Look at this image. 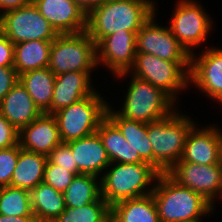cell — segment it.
<instances>
[{"label": "cell", "instance_id": "obj_42", "mask_svg": "<svg viewBox=\"0 0 222 222\" xmlns=\"http://www.w3.org/2000/svg\"><path fill=\"white\" fill-rule=\"evenodd\" d=\"M184 222H204L203 218L201 219H196V220H192V221H184Z\"/></svg>", "mask_w": 222, "mask_h": 222}, {"label": "cell", "instance_id": "obj_1", "mask_svg": "<svg viewBox=\"0 0 222 222\" xmlns=\"http://www.w3.org/2000/svg\"><path fill=\"white\" fill-rule=\"evenodd\" d=\"M155 0H109L87 13V32L97 45L117 31L139 32L156 12Z\"/></svg>", "mask_w": 222, "mask_h": 222}, {"label": "cell", "instance_id": "obj_14", "mask_svg": "<svg viewBox=\"0 0 222 222\" xmlns=\"http://www.w3.org/2000/svg\"><path fill=\"white\" fill-rule=\"evenodd\" d=\"M195 124L189 131L184 150L179 161L200 165L221 164L222 130L215 124L206 126ZM204 127V128H203Z\"/></svg>", "mask_w": 222, "mask_h": 222}, {"label": "cell", "instance_id": "obj_27", "mask_svg": "<svg viewBox=\"0 0 222 222\" xmlns=\"http://www.w3.org/2000/svg\"><path fill=\"white\" fill-rule=\"evenodd\" d=\"M31 208L35 221H51L65 209L63 192L41 182L30 191Z\"/></svg>", "mask_w": 222, "mask_h": 222}, {"label": "cell", "instance_id": "obj_40", "mask_svg": "<svg viewBox=\"0 0 222 222\" xmlns=\"http://www.w3.org/2000/svg\"><path fill=\"white\" fill-rule=\"evenodd\" d=\"M221 200L222 201V162L220 164V188H219V191H218V195H217V198L211 203V206L213 208V210H215V201L216 200Z\"/></svg>", "mask_w": 222, "mask_h": 222}, {"label": "cell", "instance_id": "obj_38", "mask_svg": "<svg viewBox=\"0 0 222 222\" xmlns=\"http://www.w3.org/2000/svg\"><path fill=\"white\" fill-rule=\"evenodd\" d=\"M86 13L91 11L94 7L105 4L109 0H75Z\"/></svg>", "mask_w": 222, "mask_h": 222}, {"label": "cell", "instance_id": "obj_18", "mask_svg": "<svg viewBox=\"0 0 222 222\" xmlns=\"http://www.w3.org/2000/svg\"><path fill=\"white\" fill-rule=\"evenodd\" d=\"M92 74V72H66L56 75L51 114L92 95L96 91L92 83Z\"/></svg>", "mask_w": 222, "mask_h": 222}, {"label": "cell", "instance_id": "obj_13", "mask_svg": "<svg viewBox=\"0 0 222 222\" xmlns=\"http://www.w3.org/2000/svg\"><path fill=\"white\" fill-rule=\"evenodd\" d=\"M126 30L104 37L97 45V66L107 67L116 76L128 72L136 56V34Z\"/></svg>", "mask_w": 222, "mask_h": 222}, {"label": "cell", "instance_id": "obj_22", "mask_svg": "<svg viewBox=\"0 0 222 222\" xmlns=\"http://www.w3.org/2000/svg\"><path fill=\"white\" fill-rule=\"evenodd\" d=\"M47 156L20 149L9 186L31 191L43 182Z\"/></svg>", "mask_w": 222, "mask_h": 222}, {"label": "cell", "instance_id": "obj_29", "mask_svg": "<svg viewBox=\"0 0 222 222\" xmlns=\"http://www.w3.org/2000/svg\"><path fill=\"white\" fill-rule=\"evenodd\" d=\"M0 214L12 216H34L30 192L12 186L0 187Z\"/></svg>", "mask_w": 222, "mask_h": 222}, {"label": "cell", "instance_id": "obj_19", "mask_svg": "<svg viewBox=\"0 0 222 222\" xmlns=\"http://www.w3.org/2000/svg\"><path fill=\"white\" fill-rule=\"evenodd\" d=\"M68 144L79 173L101 178L111 161L99 134L96 132L87 137L68 142Z\"/></svg>", "mask_w": 222, "mask_h": 222}, {"label": "cell", "instance_id": "obj_36", "mask_svg": "<svg viewBox=\"0 0 222 222\" xmlns=\"http://www.w3.org/2000/svg\"><path fill=\"white\" fill-rule=\"evenodd\" d=\"M14 44L0 31V67H13Z\"/></svg>", "mask_w": 222, "mask_h": 222}, {"label": "cell", "instance_id": "obj_24", "mask_svg": "<svg viewBox=\"0 0 222 222\" xmlns=\"http://www.w3.org/2000/svg\"><path fill=\"white\" fill-rule=\"evenodd\" d=\"M97 133L102 139L111 163H147L140 155H135L132 146L107 117L100 123Z\"/></svg>", "mask_w": 222, "mask_h": 222}, {"label": "cell", "instance_id": "obj_37", "mask_svg": "<svg viewBox=\"0 0 222 222\" xmlns=\"http://www.w3.org/2000/svg\"><path fill=\"white\" fill-rule=\"evenodd\" d=\"M31 2L32 0H0V13L24 7Z\"/></svg>", "mask_w": 222, "mask_h": 222}, {"label": "cell", "instance_id": "obj_12", "mask_svg": "<svg viewBox=\"0 0 222 222\" xmlns=\"http://www.w3.org/2000/svg\"><path fill=\"white\" fill-rule=\"evenodd\" d=\"M191 54L189 83L199 88V92L207 95L211 100L222 104V48L208 47ZM198 56H197V55ZM192 83V84H191Z\"/></svg>", "mask_w": 222, "mask_h": 222}, {"label": "cell", "instance_id": "obj_5", "mask_svg": "<svg viewBox=\"0 0 222 222\" xmlns=\"http://www.w3.org/2000/svg\"><path fill=\"white\" fill-rule=\"evenodd\" d=\"M190 67L191 61H168L151 54L136 53L133 67L128 72L113 77L123 80L124 77H130L127 75H133L148 81L154 87L163 90L178 104L182 90L190 89L188 88Z\"/></svg>", "mask_w": 222, "mask_h": 222}, {"label": "cell", "instance_id": "obj_3", "mask_svg": "<svg viewBox=\"0 0 222 222\" xmlns=\"http://www.w3.org/2000/svg\"><path fill=\"white\" fill-rule=\"evenodd\" d=\"M160 172L149 163H110L100 178L101 197L112 206L151 194Z\"/></svg>", "mask_w": 222, "mask_h": 222}, {"label": "cell", "instance_id": "obj_21", "mask_svg": "<svg viewBox=\"0 0 222 222\" xmlns=\"http://www.w3.org/2000/svg\"><path fill=\"white\" fill-rule=\"evenodd\" d=\"M109 104L106 117L118 128L126 141L132 146L135 155L153 166V147L148 137L147 124L119 116Z\"/></svg>", "mask_w": 222, "mask_h": 222}, {"label": "cell", "instance_id": "obj_35", "mask_svg": "<svg viewBox=\"0 0 222 222\" xmlns=\"http://www.w3.org/2000/svg\"><path fill=\"white\" fill-rule=\"evenodd\" d=\"M19 82V75L14 67H0V101Z\"/></svg>", "mask_w": 222, "mask_h": 222}, {"label": "cell", "instance_id": "obj_39", "mask_svg": "<svg viewBox=\"0 0 222 222\" xmlns=\"http://www.w3.org/2000/svg\"><path fill=\"white\" fill-rule=\"evenodd\" d=\"M0 222H35L34 216H6L0 214Z\"/></svg>", "mask_w": 222, "mask_h": 222}, {"label": "cell", "instance_id": "obj_43", "mask_svg": "<svg viewBox=\"0 0 222 222\" xmlns=\"http://www.w3.org/2000/svg\"><path fill=\"white\" fill-rule=\"evenodd\" d=\"M35 222H51V221H35Z\"/></svg>", "mask_w": 222, "mask_h": 222}, {"label": "cell", "instance_id": "obj_20", "mask_svg": "<svg viewBox=\"0 0 222 222\" xmlns=\"http://www.w3.org/2000/svg\"><path fill=\"white\" fill-rule=\"evenodd\" d=\"M0 114L18 131L42 114L26 88L17 83L0 101Z\"/></svg>", "mask_w": 222, "mask_h": 222}, {"label": "cell", "instance_id": "obj_16", "mask_svg": "<svg viewBox=\"0 0 222 222\" xmlns=\"http://www.w3.org/2000/svg\"><path fill=\"white\" fill-rule=\"evenodd\" d=\"M58 34L87 30V13L75 0H32Z\"/></svg>", "mask_w": 222, "mask_h": 222}, {"label": "cell", "instance_id": "obj_33", "mask_svg": "<svg viewBox=\"0 0 222 222\" xmlns=\"http://www.w3.org/2000/svg\"><path fill=\"white\" fill-rule=\"evenodd\" d=\"M50 163L64 167L73 174L80 175L77 163H74V158L68 143L61 142L47 156Z\"/></svg>", "mask_w": 222, "mask_h": 222}, {"label": "cell", "instance_id": "obj_4", "mask_svg": "<svg viewBox=\"0 0 222 222\" xmlns=\"http://www.w3.org/2000/svg\"><path fill=\"white\" fill-rule=\"evenodd\" d=\"M196 122L178 109L162 120L147 124L153 167L160 173H167L181 159L187 135Z\"/></svg>", "mask_w": 222, "mask_h": 222}, {"label": "cell", "instance_id": "obj_6", "mask_svg": "<svg viewBox=\"0 0 222 222\" xmlns=\"http://www.w3.org/2000/svg\"><path fill=\"white\" fill-rule=\"evenodd\" d=\"M128 83L122 106L119 110L114 108L119 116L148 124L162 120L178 109L168 94L148 81L131 75Z\"/></svg>", "mask_w": 222, "mask_h": 222}, {"label": "cell", "instance_id": "obj_8", "mask_svg": "<svg viewBox=\"0 0 222 222\" xmlns=\"http://www.w3.org/2000/svg\"><path fill=\"white\" fill-rule=\"evenodd\" d=\"M48 68L54 75L95 71L98 68L96 44L88 32L59 34L52 41Z\"/></svg>", "mask_w": 222, "mask_h": 222}, {"label": "cell", "instance_id": "obj_17", "mask_svg": "<svg viewBox=\"0 0 222 222\" xmlns=\"http://www.w3.org/2000/svg\"><path fill=\"white\" fill-rule=\"evenodd\" d=\"M61 142L55 116L46 112L19 131L21 148L37 154L48 156Z\"/></svg>", "mask_w": 222, "mask_h": 222}, {"label": "cell", "instance_id": "obj_25", "mask_svg": "<svg viewBox=\"0 0 222 222\" xmlns=\"http://www.w3.org/2000/svg\"><path fill=\"white\" fill-rule=\"evenodd\" d=\"M111 214L113 222H161L152 194L117 202Z\"/></svg>", "mask_w": 222, "mask_h": 222}, {"label": "cell", "instance_id": "obj_34", "mask_svg": "<svg viewBox=\"0 0 222 222\" xmlns=\"http://www.w3.org/2000/svg\"><path fill=\"white\" fill-rule=\"evenodd\" d=\"M19 144V131L0 114V149Z\"/></svg>", "mask_w": 222, "mask_h": 222}, {"label": "cell", "instance_id": "obj_7", "mask_svg": "<svg viewBox=\"0 0 222 222\" xmlns=\"http://www.w3.org/2000/svg\"><path fill=\"white\" fill-rule=\"evenodd\" d=\"M109 104L96 90L92 95L53 113L61 141L68 143L96 133L106 118Z\"/></svg>", "mask_w": 222, "mask_h": 222}, {"label": "cell", "instance_id": "obj_11", "mask_svg": "<svg viewBox=\"0 0 222 222\" xmlns=\"http://www.w3.org/2000/svg\"><path fill=\"white\" fill-rule=\"evenodd\" d=\"M157 10L136 34V53H147L168 61H191V54L178 42L170 27L157 23Z\"/></svg>", "mask_w": 222, "mask_h": 222}, {"label": "cell", "instance_id": "obj_32", "mask_svg": "<svg viewBox=\"0 0 222 222\" xmlns=\"http://www.w3.org/2000/svg\"><path fill=\"white\" fill-rule=\"evenodd\" d=\"M20 149V144L0 149V187L10 185Z\"/></svg>", "mask_w": 222, "mask_h": 222}, {"label": "cell", "instance_id": "obj_15", "mask_svg": "<svg viewBox=\"0 0 222 222\" xmlns=\"http://www.w3.org/2000/svg\"><path fill=\"white\" fill-rule=\"evenodd\" d=\"M167 174L180 186L190 188L212 203L220 188V164L200 165L178 161Z\"/></svg>", "mask_w": 222, "mask_h": 222}, {"label": "cell", "instance_id": "obj_10", "mask_svg": "<svg viewBox=\"0 0 222 222\" xmlns=\"http://www.w3.org/2000/svg\"><path fill=\"white\" fill-rule=\"evenodd\" d=\"M0 31L13 44L31 40L53 41L59 35L33 2L3 13Z\"/></svg>", "mask_w": 222, "mask_h": 222}, {"label": "cell", "instance_id": "obj_23", "mask_svg": "<svg viewBox=\"0 0 222 222\" xmlns=\"http://www.w3.org/2000/svg\"><path fill=\"white\" fill-rule=\"evenodd\" d=\"M55 77L56 75L48 67L30 70L19 75V83L26 88L42 113L51 114Z\"/></svg>", "mask_w": 222, "mask_h": 222}, {"label": "cell", "instance_id": "obj_26", "mask_svg": "<svg viewBox=\"0 0 222 222\" xmlns=\"http://www.w3.org/2000/svg\"><path fill=\"white\" fill-rule=\"evenodd\" d=\"M52 41L31 40L14 44V65L18 75L49 65Z\"/></svg>", "mask_w": 222, "mask_h": 222}, {"label": "cell", "instance_id": "obj_2", "mask_svg": "<svg viewBox=\"0 0 222 222\" xmlns=\"http://www.w3.org/2000/svg\"><path fill=\"white\" fill-rule=\"evenodd\" d=\"M151 194L161 222L192 221L215 212L201 194L180 186L167 173L158 175Z\"/></svg>", "mask_w": 222, "mask_h": 222}, {"label": "cell", "instance_id": "obj_30", "mask_svg": "<svg viewBox=\"0 0 222 222\" xmlns=\"http://www.w3.org/2000/svg\"><path fill=\"white\" fill-rule=\"evenodd\" d=\"M111 212V206L100 197L96 202L80 207H67L53 222H101Z\"/></svg>", "mask_w": 222, "mask_h": 222}, {"label": "cell", "instance_id": "obj_28", "mask_svg": "<svg viewBox=\"0 0 222 222\" xmlns=\"http://www.w3.org/2000/svg\"><path fill=\"white\" fill-rule=\"evenodd\" d=\"M63 195L67 207L76 208L96 202L101 197L100 178L89 174L76 175Z\"/></svg>", "mask_w": 222, "mask_h": 222}, {"label": "cell", "instance_id": "obj_41", "mask_svg": "<svg viewBox=\"0 0 222 222\" xmlns=\"http://www.w3.org/2000/svg\"><path fill=\"white\" fill-rule=\"evenodd\" d=\"M101 222H113V217L111 212Z\"/></svg>", "mask_w": 222, "mask_h": 222}, {"label": "cell", "instance_id": "obj_31", "mask_svg": "<svg viewBox=\"0 0 222 222\" xmlns=\"http://www.w3.org/2000/svg\"><path fill=\"white\" fill-rule=\"evenodd\" d=\"M75 176L76 174H73L64 167L50 163L47 160L44 169L43 182L52 186L57 191L64 192Z\"/></svg>", "mask_w": 222, "mask_h": 222}, {"label": "cell", "instance_id": "obj_9", "mask_svg": "<svg viewBox=\"0 0 222 222\" xmlns=\"http://www.w3.org/2000/svg\"><path fill=\"white\" fill-rule=\"evenodd\" d=\"M202 6L198 0H177L168 25L178 42L190 54L200 45L204 46L203 43H206L214 28L213 20Z\"/></svg>", "mask_w": 222, "mask_h": 222}]
</instances>
